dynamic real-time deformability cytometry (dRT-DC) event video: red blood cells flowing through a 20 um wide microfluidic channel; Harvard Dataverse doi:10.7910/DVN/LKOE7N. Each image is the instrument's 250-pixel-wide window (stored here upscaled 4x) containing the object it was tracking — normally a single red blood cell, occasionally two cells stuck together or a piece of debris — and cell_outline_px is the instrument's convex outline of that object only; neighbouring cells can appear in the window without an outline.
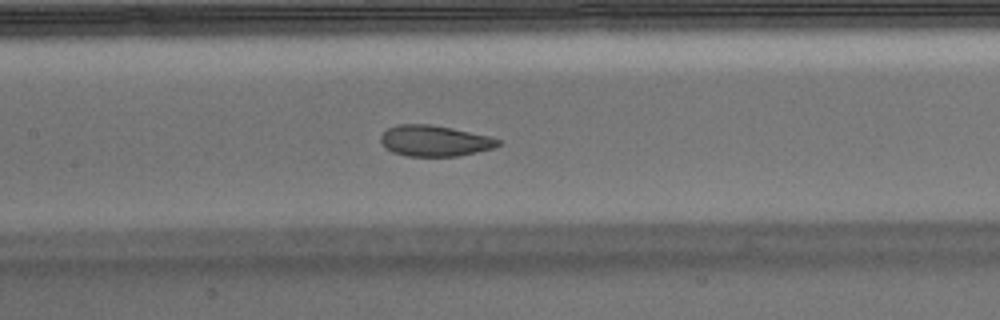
{"species": "Egyptian fruit bat (a non-hibernating species)", "species_latin": "Rousettus aegyptiacus", "temperature_condition": "warm", "stored_images_in_passage": 52, "camera_frame_rate_fps": 3000, "um_per_image_px": 0.085, "animal": {"sex": "male"}, "frame": {"image": 1, "passage_image": 24, "time_ms": 7.667, "image_size_px": [1000, 320], "cell_outline_px": [[500, 144], [492, 148], [460, 156], [408, 156], [392, 152], [384, 148], [380, 140], [380, 136], [388, 128], [396, 124], [432, 124], [492, 136], [500, 140]], "centroid_in_image_um": [36.92, 11.96], "position_along_channel_um": 170.5, "area_um2": 21.33}}
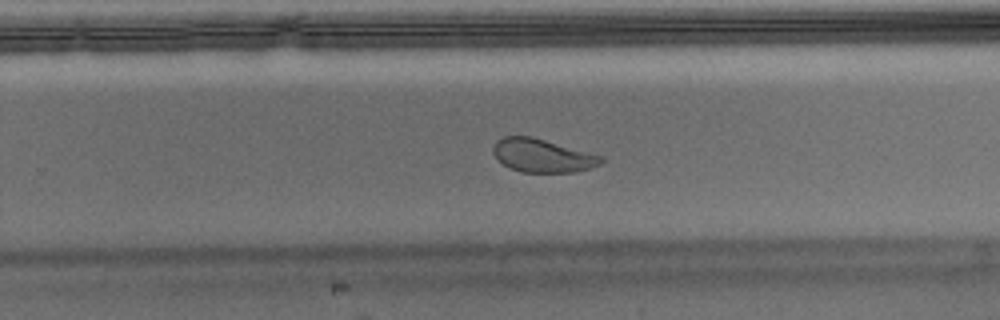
{"frame": {"image": 2, "passage_image": 33, "time_ms": 10.667, "image_size_px": [1000, 320], "cell_outline_px": [[604, 160], [600, 164], [576, 172], [524, 172], [508, 168], [496, 160], [492, 152], [492, 148], [496, 140], [504, 136], [532, 136], [604, 156]], "centroid_in_image_um": [46.06, 13.22], "position_along_channel_um": 283.7, "area_um2": 21.21}}
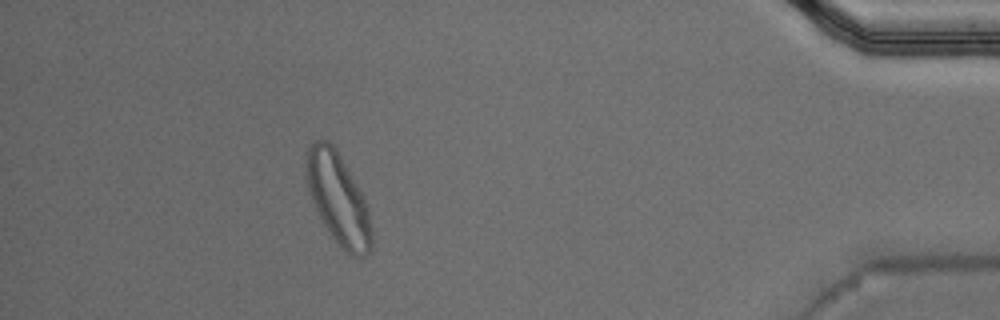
{"frame": {"image": 3, "passage_image": 47, "time_ms": 15.333, "image_size_px": [1000, 320], "cell_outline_px": [[372, 248], [364, 256], [352, 256], [340, 248], [324, 224], [312, 200], [308, 188], [308, 148], [312, 140], [328, 140], [336, 148], [356, 184], [368, 208], [372, 232]], "centroid_in_image_um": [28.77, 16.93], "position_along_channel_um": 406.4, "area_um2": 33.87}, "authors_computed_cell_mechanics": {"area_um2": 22.6865, "velocity_mm_per_s": 3.7925, "shape_relaxation_time_tau1_ms": 6.4516, "shape_relaxation_time_tau2_ms": 1.0219, "deformation_change_tau1": 0.1938, "deformation_change_tau2": 0.0476}}